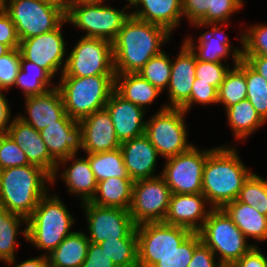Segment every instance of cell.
<instances>
[{"label": "cell", "mask_w": 267, "mask_h": 267, "mask_svg": "<svg viewBox=\"0 0 267 267\" xmlns=\"http://www.w3.org/2000/svg\"><path fill=\"white\" fill-rule=\"evenodd\" d=\"M171 59L165 52L152 57L138 72L158 90L164 91L171 76Z\"/></svg>", "instance_id": "f35d334b"}, {"label": "cell", "mask_w": 267, "mask_h": 267, "mask_svg": "<svg viewBox=\"0 0 267 267\" xmlns=\"http://www.w3.org/2000/svg\"><path fill=\"white\" fill-rule=\"evenodd\" d=\"M81 267H116L110 257L102 250L99 244H89L87 256Z\"/></svg>", "instance_id": "f907efd6"}, {"label": "cell", "mask_w": 267, "mask_h": 267, "mask_svg": "<svg viewBox=\"0 0 267 267\" xmlns=\"http://www.w3.org/2000/svg\"><path fill=\"white\" fill-rule=\"evenodd\" d=\"M29 164L19 145L6 132L0 134V168L4 170Z\"/></svg>", "instance_id": "b9f144b4"}, {"label": "cell", "mask_w": 267, "mask_h": 267, "mask_svg": "<svg viewBox=\"0 0 267 267\" xmlns=\"http://www.w3.org/2000/svg\"><path fill=\"white\" fill-rule=\"evenodd\" d=\"M237 200L267 216V179L253 173L241 188Z\"/></svg>", "instance_id": "74e56055"}, {"label": "cell", "mask_w": 267, "mask_h": 267, "mask_svg": "<svg viewBox=\"0 0 267 267\" xmlns=\"http://www.w3.org/2000/svg\"><path fill=\"white\" fill-rule=\"evenodd\" d=\"M11 49L2 43H0V56L7 54Z\"/></svg>", "instance_id": "680465c9"}, {"label": "cell", "mask_w": 267, "mask_h": 267, "mask_svg": "<svg viewBox=\"0 0 267 267\" xmlns=\"http://www.w3.org/2000/svg\"><path fill=\"white\" fill-rule=\"evenodd\" d=\"M74 218L57 195L41 198L32 215L27 219L24 237L37 248L50 253L73 231Z\"/></svg>", "instance_id": "277c9868"}, {"label": "cell", "mask_w": 267, "mask_h": 267, "mask_svg": "<svg viewBox=\"0 0 267 267\" xmlns=\"http://www.w3.org/2000/svg\"><path fill=\"white\" fill-rule=\"evenodd\" d=\"M231 267H267V257L257 246H253Z\"/></svg>", "instance_id": "816d5d0a"}, {"label": "cell", "mask_w": 267, "mask_h": 267, "mask_svg": "<svg viewBox=\"0 0 267 267\" xmlns=\"http://www.w3.org/2000/svg\"><path fill=\"white\" fill-rule=\"evenodd\" d=\"M25 101L28 115H18V118L37 131L51 124H58V120L66 114L63 98L57 86L43 94L25 97Z\"/></svg>", "instance_id": "7402d4cb"}, {"label": "cell", "mask_w": 267, "mask_h": 267, "mask_svg": "<svg viewBox=\"0 0 267 267\" xmlns=\"http://www.w3.org/2000/svg\"><path fill=\"white\" fill-rule=\"evenodd\" d=\"M239 0H212V23L224 24L232 13L241 9Z\"/></svg>", "instance_id": "7dc6e473"}, {"label": "cell", "mask_w": 267, "mask_h": 267, "mask_svg": "<svg viewBox=\"0 0 267 267\" xmlns=\"http://www.w3.org/2000/svg\"><path fill=\"white\" fill-rule=\"evenodd\" d=\"M120 150L127 173L133 181L158 177L153 173L159 154L145 135L122 142Z\"/></svg>", "instance_id": "603a6c76"}, {"label": "cell", "mask_w": 267, "mask_h": 267, "mask_svg": "<svg viewBox=\"0 0 267 267\" xmlns=\"http://www.w3.org/2000/svg\"><path fill=\"white\" fill-rule=\"evenodd\" d=\"M90 241L85 233L74 231L47 254L50 267H81Z\"/></svg>", "instance_id": "f1b7e54d"}, {"label": "cell", "mask_w": 267, "mask_h": 267, "mask_svg": "<svg viewBox=\"0 0 267 267\" xmlns=\"http://www.w3.org/2000/svg\"><path fill=\"white\" fill-rule=\"evenodd\" d=\"M209 150H198L193 145L188 151L167 158L160 176L172 194L202 193L203 170Z\"/></svg>", "instance_id": "7c38bea8"}, {"label": "cell", "mask_w": 267, "mask_h": 267, "mask_svg": "<svg viewBox=\"0 0 267 267\" xmlns=\"http://www.w3.org/2000/svg\"><path fill=\"white\" fill-rule=\"evenodd\" d=\"M247 31L240 37L242 55L267 56V25L250 26Z\"/></svg>", "instance_id": "60d3db41"}, {"label": "cell", "mask_w": 267, "mask_h": 267, "mask_svg": "<svg viewBox=\"0 0 267 267\" xmlns=\"http://www.w3.org/2000/svg\"><path fill=\"white\" fill-rule=\"evenodd\" d=\"M6 133L25 152L28 162L45 170L54 184L58 173V162L50 155L40 131L15 117L7 126Z\"/></svg>", "instance_id": "2e32d148"}, {"label": "cell", "mask_w": 267, "mask_h": 267, "mask_svg": "<svg viewBox=\"0 0 267 267\" xmlns=\"http://www.w3.org/2000/svg\"><path fill=\"white\" fill-rule=\"evenodd\" d=\"M129 2V6L133 5L135 3L136 0H127Z\"/></svg>", "instance_id": "94428289"}, {"label": "cell", "mask_w": 267, "mask_h": 267, "mask_svg": "<svg viewBox=\"0 0 267 267\" xmlns=\"http://www.w3.org/2000/svg\"><path fill=\"white\" fill-rule=\"evenodd\" d=\"M192 232L164 222L136 226L138 266L153 267L165 255L177 249Z\"/></svg>", "instance_id": "30bf717a"}, {"label": "cell", "mask_w": 267, "mask_h": 267, "mask_svg": "<svg viewBox=\"0 0 267 267\" xmlns=\"http://www.w3.org/2000/svg\"><path fill=\"white\" fill-rule=\"evenodd\" d=\"M85 210L88 239L99 244L112 239H137L136 225L129 210L119 207H101L87 201L81 204Z\"/></svg>", "instance_id": "5bb4252c"}, {"label": "cell", "mask_w": 267, "mask_h": 267, "mask_svg": "<svg viewBox=\"0 0 267 267\" xmlns=\"http://www.w3.org/2000/svg\"><path fill=\"white\" fill-rule=\"evenodd\" d=\"M65 22L67 23V19L56 29L29 39L21 40L19 45L21 56L25 60L42 67L52 77L55 76L59 69H62L61 73H63L66 64V59L63 61L66 55V43L61 33V27Z\"/></svg>", "instance_id": "9a60e30c"}, {"label": "cell", "mask_w": 267, "mask_h": 267, "mask_svg": "<svg viewBox=\"0 0 267 267\" xmlns=\"http://www.w3.org/2000/svg\"><path fill=\"white\" fill-rule=\"evenodd\" d=\"M247 97L260 117L267 120V79L245 61Z\"/></svg>", "instance_id": "8d00e7d4"}, {"label": "cell", "mask_w": 267, "mask_h": 267, "mask_svg": "<svg viewBox=\"0 0 267 267\" xmlns=\"http://www.w3.org/2000/svg\"><path fill=\"white\" fill-rule=\"evenodd\" d=\"M215 257L212 250L201 241L195 247L188 267H223Z\"/></svg>", "instance_id": "681fc988"}, {"label": "cell", "mask_w": 267, "mask_h": 267, "mask_svg": "<svg viewBox=\"0 0 267 267\" xmlns=\"http://www.w3.org/2000/svg\"><path fill=\"white\" fill-rule=\"evenodd\" d=\"M46 183L52 184V177L36 165L1 170L0 207L28 219L47 193Z\"/></svg>", "instance_id": "3957f363"}, {"label": "cell", "mask_w": 267, "mask_h": 267, "mask_svg": "<svg viewBox=\"0 0 267 267\" xmlns=\"http://www.w3.org/2000/svg\"><path fill=\"white\" fill-rule=\"evenodd\" d=\"M241 162L235 148L223 146L209 150L203 170L202 194L212 208H222L236 200L253 174Z\"/></svg>", "instance_id": "7a4b0ae2"}, {"label": "cell", "mask_w": 267, "mask_h": 267, "mask_svg": "<svg viewBox=\"0 0 267 267\" xmlns=\"http://www.w3.org/2000/svg\"><path fill=\"white\" fill-rule=\"evenodd\" d=\"M69 54L61 76L115 75L112 43L108 40L81 37Z\"/></svg>", "instance_id": "8fae6325"}, {"label": "cell", "mask_w": 267, "mask_h": 267, "mask_svg": "<svg viewBox=\"0 0 267 267\" xmlns=\"http://www.w3.org/2000/svg\"><path fill=\"white\" fill-rule=\"evenodd\" d=\"M9 1V2H8ZM12 1H15V0H0V8L3 9L7 3H11Z\"/></svg>", "instance_id": "91938a15"}, {"label": "cell", "mask_w": 267, "mask_h": 267, "mask_svg": "<svg viewBox=\"0 0 267 267\" xmlns=\"http://www.w3.org/2000/svg\"><path fill=\"white\" fill-rule=\"evenodd\" d=\"M51 79L53 77L45 69L21 56L20 70L14 86H19L25 97L40 95L53 89L55 86L49 87Z\"/></svg>", "instance_id": "1f68e13d"}, {"label": "cell", "mask_w": 267, "mask_h": 267, "mask_svg": "<svg viewBox=\"0 0 267 267\" xmlns=\"http://www.w3.org/2000/svg\"><path fill=\"white\" fill-rule=\"evenodd\" d=\"M196 55L183 42L179 55L171 61V76L167 86L170 105L167 108L190 110V94L195 79Z\"/></svg>", "instance_id": "e0dca14e"}, {"label": "cell", "mask_w": 267, "mask_h": 267, "mask_svg": "<svg viewBox=\"0 0 267 267\" xmlns=\"http://www.w3.org/2000/svg\"><path fill=\"white\" fill-rule=\"evenodd\" d=\"M40 135L50 155L57 162L82 149V128L67 113L58 120V124H51L40 130Z\"/></svg>", "instance_id": "ffe728a7"}, {"label": "cell", "mask_w": 267, "mask_h": 267, "mask_svg": "<svg viewBox=\"0 0 267 267\" xmlns=\"http://www.w3.org/2000/svg\"><path fill=\"white\" fill-rule=\"evenodd\" d=\"M77 155H71L62 159L58 164H67L69 160L73 161L70 166L61 174L62 179L67 184L68 191L77 196H81L82 203L90 201L95 195L97 181L90 168L88 158H75Z\"/></svg>", "instance_id": "484cf974"}, {"label": "cell", "mask_w": 267, "mask_h": 267, "mask_svg": "<svg viewBox=\"0 0 267 267\" xmlns=\"http://www.w3.org/2000/svg\"><path fill=\"white\" fill-rule=\"evenodd\" d=\"M15 267H50L46 254L40 255L37 258H30L17 264Z\"/></svg>", "instance_id": "11a10c76"}, {"label": "cell", "mask_w": 267, "mask_h": 267, "mask_svg": "<svg viewBox=\"0 0 267 267\" xmlns=\"http://www.w3.org/2000/svg\"><path fill=\"white\" fill-rule=\"evenodd\" d=\"M3 10L14 23L20 41L50 32L66 19L61 7L43 0H15Z\"/></svg>", "instance_id": "52a82bcc"}, {"label": "cell", "mask_w": 267, "mask_h": 267, "mask_svg": "<svg viewBox=\"0 0 267 267\" xmlns=\"http://www.w3.org/2000/svg\"><path fill=\"white\" fill-rule=\"evenodd\" d=\"M97 182L107 178H130L120 148L86 155Z\"/></svg>", "instance_id": "d6a6232c"}, {"label": "cell", "mask_w": 267, "mask_h": 267, "mask_svg": "<svg viewBox=\"0 0 267 267\" xmlns=\"http://www.w3.org/2000/svg\"><path fill=\"white\" fill-rule=\"evenodd\" d=\"M171 195V190L160 175L134 181L129 209L134 224L137 226L148 222H163Z\"/></svg>", "instance_id": "4fadbf2b"}, {"label": "cell", "mask_w": 267, "mask_h": 267, "mask_svg": "<svg viewBox=\"0 0 267 267\" xmlns=\"http://www.w3.org/2000/svg\"><path fill=\"white\" fill-rule=\"evenodd\" d=\"M82 128V149L86 154L120 148L111 116L104 108L78 121Z\"/></svg>", "instance_id": "d6986e66"}, {"label": "cell", "mask_w": 267, "mask_h": 267, "mask_svg": "<svg viewBox=\"0 0 267 267\" xmlns=\"http://www.w3.org/2000/svg\"><path fill=\"white\" fill-rule=\"evenodd\" d=\"M165 28L130 16L112 42L115 74L138 73L168 38Z\"/></svg>", "instance_id": "6da1fadb"}, {"label": "cell", "mask_w": 267, "mask_h": 267, "mask_svg": "<svg viewBox=\"0 0 267 267\" xmlns=\"http://www.w3.org/2000/svg\"><path fill=\"white\" fill-rule=\"evenodd\" d=\"M7 101L2 91H0V134L6 132L8 121H10L11 111Z\"/></svg>", "instance_id": "db71d44e"}, {"label": "cell", "mask_w": 267, "mask_h": 267, "mask_svg": "<svg viewBox=\"0 0 267 267\" xmlns=\"http://www.w3.org/2000/svg\"><path fill=\"white\" fill-rule=\"evenodd\" d=\"M114 90L125 100L142 109L153 103L161 92L139 73L115 74Z\"/></svg>", "instance_id": "f546056e"}, {"label": "cell", "mask_w": 267, "mask_h": 267, "mask_svg": "<svg viewBox=\"0 0 267 267\" xmlns=\"http://www.w3.org/2000/svg\"><path fill=\"white\" fill-rule=\"evenodd\" d=\"M193 103L218 104V89L207 82H197L195 78L190 94V109Z\"/></svg>", "instance_id": "bcb514c9"}, {"label": "cell", "mask_w": 267, "mask_h": 267, "mask_svg": "<svg viewBox=\"0 0 267 267\" xmlns=\"http://www.w3.org/2000/svg\"><path fill=\"white\" fill-rule=\"evenodd\" d=\"M20 61L19 48L11 49L7 54L0 56V91L14 86L20 70Z\"/></svg>", "instance_id": "7bdbcfd3"}, {"label": "cell", "mask_w": 267, "mask_h": 267, "mask_svg": "<svg viewBox=\"0 0 267 267\" xmlns=\"http://www.w3.org/2000/svg\"><path fill=\"white\" fill-rule=\"evenodd\" d=\"M207 202L202 193L172 194L168 212L163 222L186 228L192 233H198L212 210V207L205 210Z\"/></svg>", "instance_id": "ac0fdd59"}, {"label": "cell", "mask_w": 267, "mask_h": 267, "mask_svg": "<svg viewBox=\"0 0 267 267\" xmlns=\"http://www.w3.org/2000/svg\"><path fill=\"white\" fill-rule=\"evenodd\" d=\"M185 115L186 112L181 108H167L163 105L146 121L144 135L165 159L184 153L193 146L187 141Z\"/></svg>", "instance_id": "ba28073f"}, {"label": "cell", "mask_w": 267, "mask_h": 267, "mask_svg": "<svg viewBox=\"0 0 267 267\" xmlns=\"http://www.w3.org/2000/svg\"><path fill=\"white\" fill-rule=\"evenodd\" d=\"M226 114L236 139L244 140L265 123L248 99L228 107Z\"/></svg>", "instance_id": "4dcf8cb0"}, {"label": "cell", "mask_w": 267, "mask_h": 267, "mask_svg": "<svg viewBox=\"0 0 267 267\" xmlns=\"http://www.w3.org/2000/svg\"><path fill=\"white\" fill-rule=\"evenodd\" d=\"M49 3H52L58 7H61L65 12L68 9V0H43Z\"/></svg>", "instance_id": "6f0895ef"}, {"label": "cell", "mask_w": 267, "mask_h": 267, "mask_svg": "<svg viewBox=\"0 0 267 267\" xmlns=\"http://www.w3.org/2000/svg\"><path fill=\"white\" fill-rule=\"evenodd\" d=\"M104 0H68V5H78V4H103Z\"/></svg>", "instance_id": "9f6ffc18"}, {"label": "cell", "mask_w": 267, "mask_h": 267, "mask_svg": "<svg viewBox=\"0 0 267 267\" xmlns=\"http://www.w3.org/2000/svg\"><path fill=\"white\" fill-rule=\"evenodd\" d=\"M247 97V84L245 77V60L240 59L238 65L229 69L218 89V104L228 107L245 100Z\"/></svg>", "instance_id": "836d02e7"}, {"label": "cell", "mask_w": 267, "mask_h": 267, "mask_svg": "<svg viewBox=\"0 0 267 267\" xmlns=\"http://www.w3.org/2000/svg\"><path fill=\"white\" fill-rule=\"evenodd\" d=\"M133 184L134 181L131 178L118 177L97 182L95 195L89 202L101 207H119L129 210L132 203Z\"/></svg>", "instance_id": "83f0119b"}, {"label": "cell", "mask_w": 267, "mask_h": 267, "mask_svg": "<svg viewBox=\"0 0 267 267\" xmlns=\"http://www.w3.org/2000/svg\"><path fill=\"white\" fill-rule=\"evenodd\" d=\"M242 58L260 75L267 79V56L242 55Z\"/></svg>", "instance_id": "f5cc1de1"}, {"label": "cell", "mask_w": 267, "mask_h": 267, "mask_svg": "<svg viewBox=\"0 0 267 267\" xmlns=\"http://www.w3.org/2000/svg\"><path fill=\"white\" fill-rule=\"evenodd\" d=\"M228 70L229 66L225 67L221 62H207L196 58L195 78L197 82H207L219 89Z\"/></svg>", "instance_id": "f6af8a7d"}, {"label": "cell", "mask_w": 267, "mask_h": 267, "mask_svg": "<svg viewBox=\"0 0 267 267\" xmlns=\"http://www.w3.org/2000/svg\"><path fill=\"white\" fill-rule=\"evenodd\" d=\"M222 209L248 237H253L257 241L267 240V216L260 214L256 208L237 199L225 204Z\"/></svg>", "instance_id": "4316f807"}, {"label": "cell", "mask_w": 267, "mask_h": 267, "mask_svg": "<svg viewBox=\"0 0 267 267\" xmlns=\"http://www.w3.org/2000/svg\"><path fill=\"white\" fill-rule=\"evenodd\" d=\"M206 25L208 27L212 25L211 30L200 35L198 46H195L191 38H185L184 40L191 50L194 51L197 60L222 63L223 59H226L230 55L229 53H231L234 59V66L238 65L242 58V49L236 47L231 52L230 40H228L227 36L221 34L223 32L220 29L221 27L219 25L217 26V23H207L202 26L204 27Z\"/></svg>", "instance_id": "cb8c5ba5"}, {"label": "cell", "mask_w": 267, "mask_h": 267, "mask_svg": "<svg viewBox=\"0 0 267 267\" xmlns=\"http://www.w3.org/2000/svg\"><path fill=\"white\" fill-rule=\"evenodd\" d=\"M99 245L116 267H139L137 239H112Z\"/></svg>", "instance_id": "d590c367"}, {"label": "cell", "mask_w": 267, "mask_h": 267, "mask_svg": "<svg viewBox=\"0 0 267 267\" xmlns=\"http://www.w3.org/2000/svg\"><path fill=\"white\" fill-rule=\"evenodd\" d=\"M57 87L61 92L66 113L79 121L105 108L115 89V75L61 76Z\"/></svg>", "instance_id": "5b68a950"}, {"label": "cell", "mask_w": 267, "mask_h": 267, "mask_svg": "<svg viewBox=\"0 0 267 267\" xmlns=\"http://www.w3.org/2000/svg\"><path fill=\"white\" fill-rule=\"evenodd\" d=\"M117 10L111 6L99 4L68 5L67 22L72 23L83 31L89 38H100L113 42L118 32L131 13Z\"/></svg>", "instance_id": "9c48e42d"}, {"label": "cell", "mask_w": 267, "mask_h": 267, "mask_svg": "<svg viewBox=\"0 0 267 267\" xmlns=\"http://www.w3.org/2000/svg\"><path fill=\"white\" fill-rule=\"evenodd\" d=\"M182 10L194 26L212 23V0H182Z\"/></svg>", "instance_id": "ee69618b"}, {"label": "cell", "mask_w": 267, "mask_h": 267, "mask_svg": "<svg viewBox=\"0 0 267 267\" xmlns=\"http://www.w3.org/2000/svg\"><path fill=\"white\" fill-rule=\"evenodd\" d=\"M200 242L199 233H191L177 249L160 258L153 267H188L195 247Z\"/></svg>", "instance_id": "ab89813d"}, {"label": "cell", "mask_w": 267, "mask_h": 267, "mask_svg": "<svg viewBox=\"0 0 267 267\" xmlns=\"http://www.w3.org/2000/svg\"><path fill=\"white\" fill-rule=\"evenodd\" d=\"M0 43L7 45L10 49H17L20 45L16 27L3 9L0 10Z\"/></svg>", "instance_id": "c3c4849f"}, {"label": "cell", "mask_w": 267, "mask_h": 267, "mask_svg": "<svg viewBox=\"0 0 267 267\" xmlns=\"http://www.w3.org/2000/svg\"><path fill=\"white\" fill-rule=\"evenodd\" d=\"M105 109L111 116L120 143L144 135L146 121L143 119L146 110L125 100L115 90L111 93Z\"/></svg>", "instance_id": "44dd1931"}, {"label": "cell", "mask_w": 267, "mask_h": 267, "mask_svg": "<svg viewBox=\"0 0 267 267\" xmlns=\"http://www.w3.org/2000/svg\"><path fill=\"white\" fill-rule=\"evenodd\" d=\"M133 6L138 10L133 11L132 16L161 26L169 33L178 26L183 16L182 0H136Z\"/></svg>", "instance_id": "d4e9b609"}, {"label": "cell", "mask_w": 267, "mask_h": 267, "mask_svg": "<svg viewBox=\"0 0 267 267\" xmlns=\"http://www.w3.org/2000/svg\"><path fill=\"white\" fill-rule=\"evenodd\" d=\"M22 222L27 224V219L0 207V260L8 264L15 263L16 236Z\"/></svg>", "instance_id": "e575fe53"}, {"label": "cell", "mask_w": 267, "mask_h": 267, "mask_svg": "<svg viewBox=\"0 0 267 267\" xmlns=\"http://www.w3.org/2000/svg\"><path fill=\"white\" fill-rule=\"evenodd\" d=\"M198 233L215 256L216 252L220 254L219 263L223 267H231L255 246L247 244L246 236L222 208H212Z\"/></svg>", "instance_id": "8992f818"}]
</instances>
